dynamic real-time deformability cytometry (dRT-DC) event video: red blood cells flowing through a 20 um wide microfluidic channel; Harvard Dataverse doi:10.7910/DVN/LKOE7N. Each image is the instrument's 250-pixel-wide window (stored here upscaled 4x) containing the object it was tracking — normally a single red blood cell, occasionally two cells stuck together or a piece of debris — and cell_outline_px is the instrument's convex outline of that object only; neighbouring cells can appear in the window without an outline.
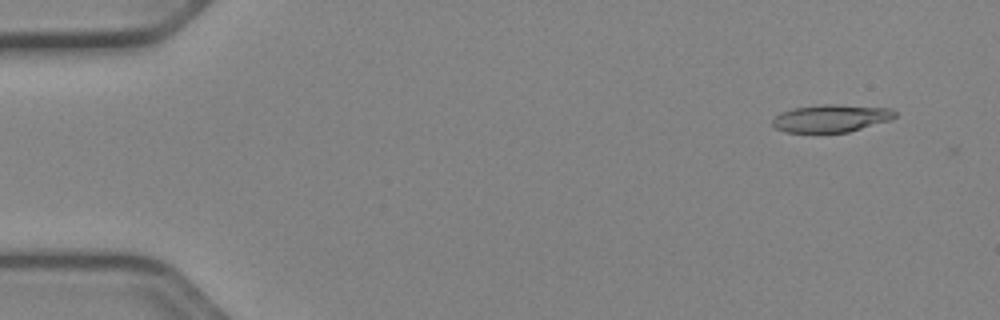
{"species": "Egyptian fruit bat (a non-hibernating species)", "species_latin": "Rousettus aegyptiacus", "temperature_condition": "cold", "stored_images_in_passage": 4, "camera_frame_rate_fps": 3000, "um_per_image_px": 0.085, "animal": {"sex": "female"}, "frame": {"image": 1, "passage_image": 1, "time_ms": 0.0, "image_size_px": [1000, 320], "cell_outline_px": [[896, 116], [892, 120], [848, 132], [784, 132], [776, 128], [772, 124], [772, 120], [780, 112], [792, 108], [824, 104], [836, 104], [892, 108], [896, 112]], "centroid_in_image_um": [70.67, 10.05], "position_along_channel_um": 14.3, "area_um2": 19.83}}